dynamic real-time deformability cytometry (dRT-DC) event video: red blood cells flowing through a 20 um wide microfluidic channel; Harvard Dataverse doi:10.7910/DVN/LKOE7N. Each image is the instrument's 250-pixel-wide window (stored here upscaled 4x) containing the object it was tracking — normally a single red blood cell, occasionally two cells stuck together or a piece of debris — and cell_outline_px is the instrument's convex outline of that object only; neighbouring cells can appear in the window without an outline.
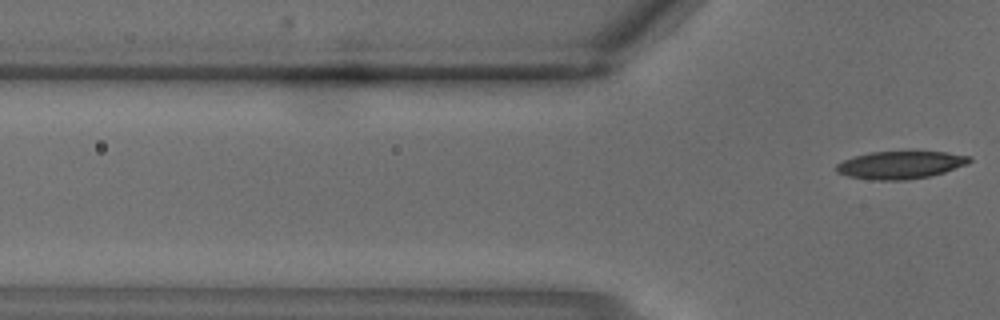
{"species": "common noctule bat (a hibernating species)", "species_latin": "Nyctalus noctula", "temperature_condition": "warm", "stored_images_in_passage": 3, "camera_frame_rate_fps": 3000, "um_per_image_px": 0.085, "animal": {"sex": "male", "body_mass_g": 18.8}, "frame": {"image": 1, "passage_image": 3, "time_ms": 0.667, "image_size_px": [1000, 320], "cell_outline_px": [[972, 160], [964, 164], [944, 172], [928, 176], [904, 180], [872, 180], [848, 176], [836, 172], [836, 164], [852, 156], [872, 152], [944, 152], [972, 156]], "centroid_in_image_um": [76.49, 14.02], "position_along_channel_um": 49.3, "area_um2": 21.21}}